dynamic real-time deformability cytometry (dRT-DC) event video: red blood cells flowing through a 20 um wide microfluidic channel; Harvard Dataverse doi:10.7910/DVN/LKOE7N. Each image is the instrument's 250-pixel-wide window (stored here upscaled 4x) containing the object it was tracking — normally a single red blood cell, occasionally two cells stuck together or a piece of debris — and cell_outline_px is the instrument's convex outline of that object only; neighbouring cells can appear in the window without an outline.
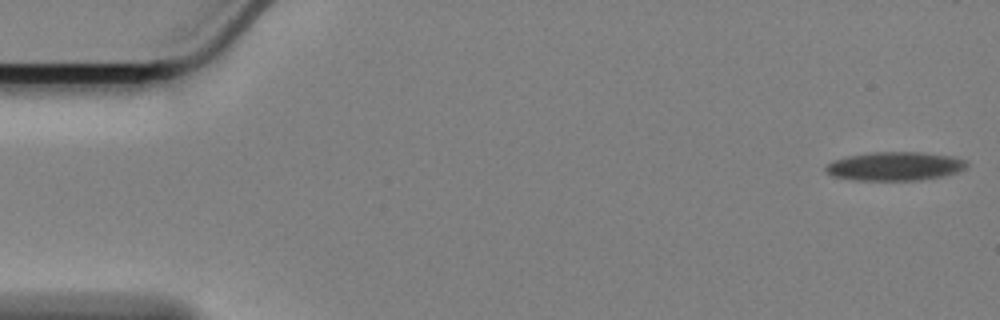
{"species": "Egyptian fruit bat (a non-hibernating species)", "species_latin": "Rousettus aegyptiacus", "temperature_condition": "cold", "stored_images_in_passage": 47, "camera_frame_rate_fps": 3000, "um_per_image_px": 0.085, "animal": {"sex": "female"}, "frame": {"image": 1, "passage_image": 1, "time_ms": 0.0, "image_size_px": [1000, 320], "cell_outline_px": [[968, 164], [960, 172], [940, 176], [916, 180], [856, 180], [832, 176], [824, 168], [828, 164], [836, 160], [852, 156], [872, 152], [916, 152], [952, 156], [964, 160]], "centroid_in_image_um": [76.09, 14.13], "position_along_channel_um": 8.9, "area_um2": 23.12}}
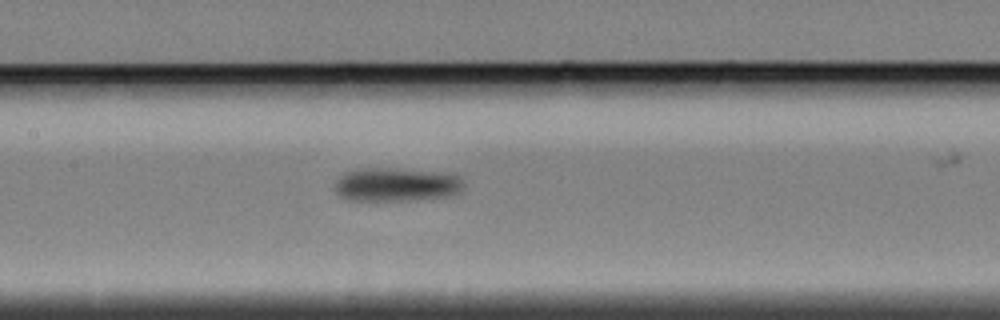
{"frame": {"image": 2, "passage_image": 27, "time_ms": 8.667, "image_size_px": [1000, 320], "cell_outline_px": [[464, 184], [460, 192], [452, 196], [404, 200], [344, 200], [332, 188], [336, 180], [344, 172], [356, 168], [384, 168], [456, 176]], "centroid_in_image_um": [33.54, 15.71], "position_along_channel_um": 173.9, "area_um2": 24.74}}
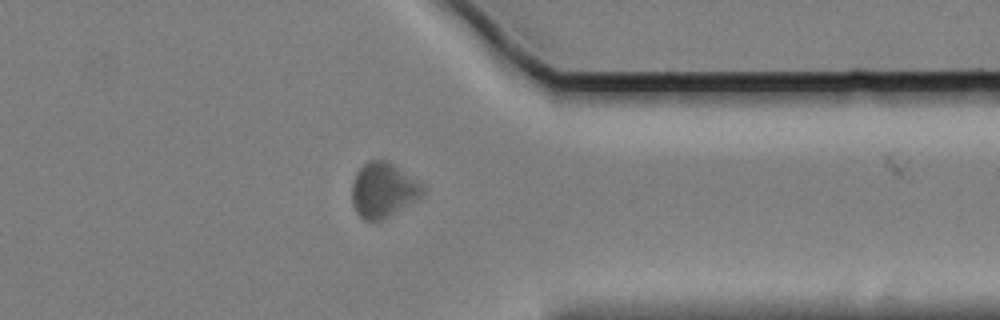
{"frame": {"image": 3, "passage_image": 46, "time_ms": 15.0, "image_size_px": [1000, 320], "cell_outline_px": [[424, 196], [388, 216], [380, 220], [364, 220], [356, 212], [352, 204], [352, 184], [356, 172], [368, 160], [388, 160], [416, 180], [424, 188]], "centroid_in_image_um": [32.55, 16.15], "position_along_channel_um": 378.8, "area_um2": 22.43}}